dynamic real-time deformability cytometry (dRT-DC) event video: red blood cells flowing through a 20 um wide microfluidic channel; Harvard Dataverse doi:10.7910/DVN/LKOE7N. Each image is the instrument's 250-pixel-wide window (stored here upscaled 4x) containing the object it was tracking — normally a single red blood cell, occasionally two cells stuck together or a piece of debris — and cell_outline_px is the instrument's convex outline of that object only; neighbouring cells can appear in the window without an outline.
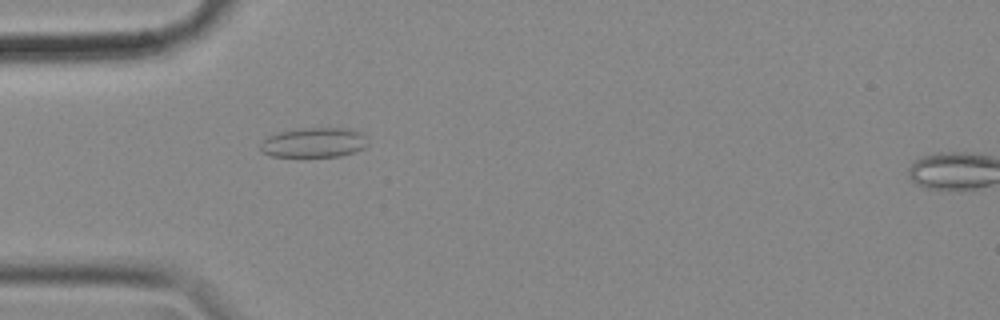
{"species": "common noctule bat (a hibernating species)", "species_latin": "Nyctalus noctula", "temperature_condition": "cold", "stored_images_in_passage": 42, "camera_frame_rate_fps": 3000, "um_per_image_px": 0.085, "animal": {"sex": "female", "body_mass_g": 18.4}, "frame": {"image": 1, "passage_image": 2, "time_ms": 0.333, "image_size_px": [1000, 320], "cell_outline_px": [[368, 144], [364, 148], [340, 156], [272, 156], [264, 152], [260, 148], [260, 144], [268, 136], [280, 132], [296, 128], [348, 128], [364, 132]], "centroid_in_image_um": [26.72, 12.1], "position_along_channel_um": 58.3, "area_um2": 18.61}}
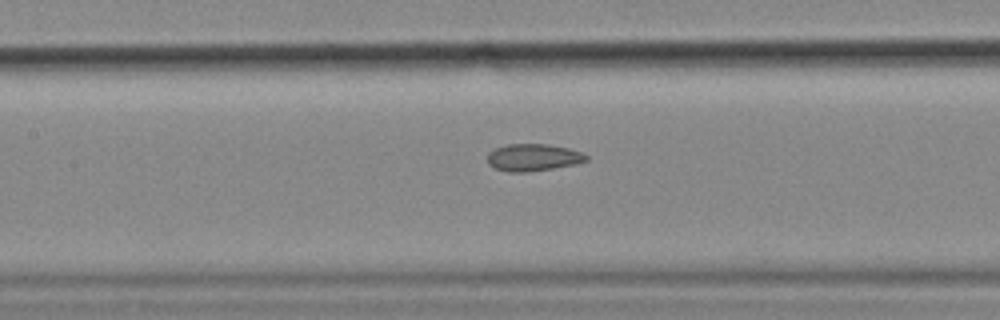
{"frame": {"image": 2, "passage_image": 11, "time_ms": 3.333, "image_size_px": [1000, 320], "cell_outline_px": [[588, 160], [576, 164], [528, 172], [508, 172], [496, 168], [488, 164], [488, 152], [496, 148], [508, 144], [548, 144], [568, 148], [580, 152], [588, 156]], "centroid_in_image_um": [45.31, 13.38], "position_along_channel_um": 162.1, "area_um2": 15.55}}
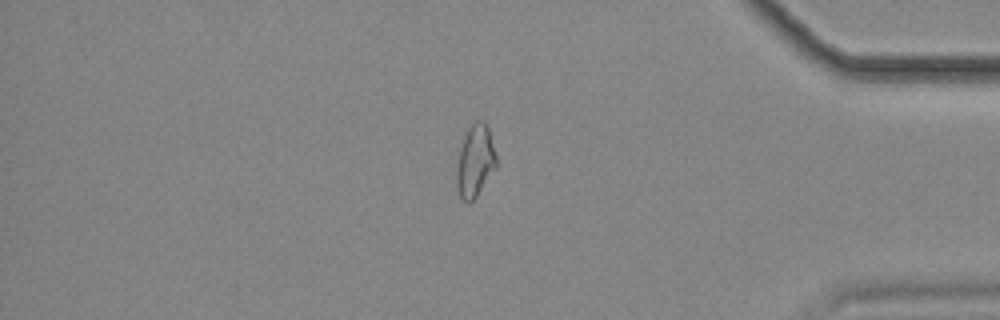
{"frame": {"image": 3, "passage_image": 33, "time_ms": 10.667, "image_size_px": [1000, 320], "cell_outline_px": [[496, 168], [476, 196], [468, 204], [460, 196], [456, 180], [456, 172], [460, 148], [464, 136], [468, 128], [476, 120], [484, 120], [488, 124], [496, 156]], "centroid_in_image_um": [40.4, 13.64], "position_along_channel_um": 394.8, "area_um2": 16.59}, "authors_computed_cell_mechanics": {"area_um2": 15.7794, "velocity_mm_per_s": 3.5739, "shape_relaxation_time_tau1_ms": null, "shape_relaxation_time_tau2_ms": 2.3989, "deformation_change_tau1": null, "deformation_change_tau2": 0.084}}